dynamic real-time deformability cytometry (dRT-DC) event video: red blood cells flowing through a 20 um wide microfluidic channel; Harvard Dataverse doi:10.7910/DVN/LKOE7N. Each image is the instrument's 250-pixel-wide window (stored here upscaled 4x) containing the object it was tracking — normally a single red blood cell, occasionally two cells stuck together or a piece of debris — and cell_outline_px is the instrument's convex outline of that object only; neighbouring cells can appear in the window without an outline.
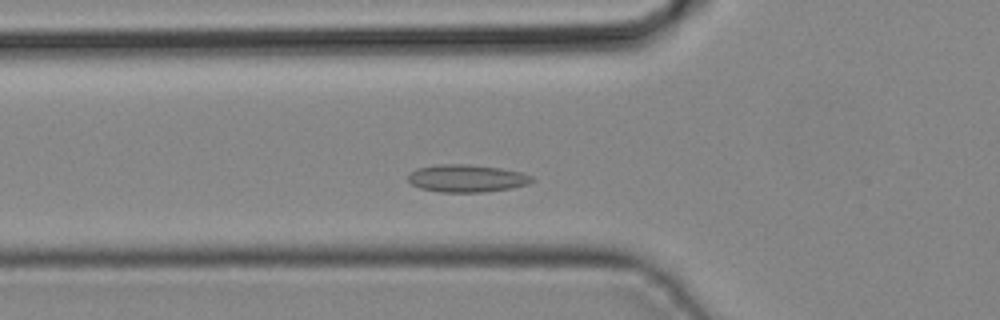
{"species": "common noctule bat (a hibernating species)", "species_latin": "Nyctalus noctula", "temperature_condition": "cold", "stored_images_in_passage": 31, "camera_frame_rate_fps": 3000, "um_per_image_px": 0.085, "animal": {"sex": "male", "body_mass_g": 19.2, "forearm_length_mm": 51.8}, "frame": {"image": 1, "passage_image": 3, "time_ms": 0.667, "image_size_px": [1000, 320], "cell_outline_px": [[536, 180], [528, 184], [512, 188], [484, 192], [440, 192], [420, 188], [412, 184], [408, 180], [408, 172], [416, 168], [436, 164], [468, 164], [500, 168], [520, 172], [532, 176]], "centroid_in_image_um": [39.66, 15.15], "position_along_channel_um": 86.1, "area_um2": 20.06}}
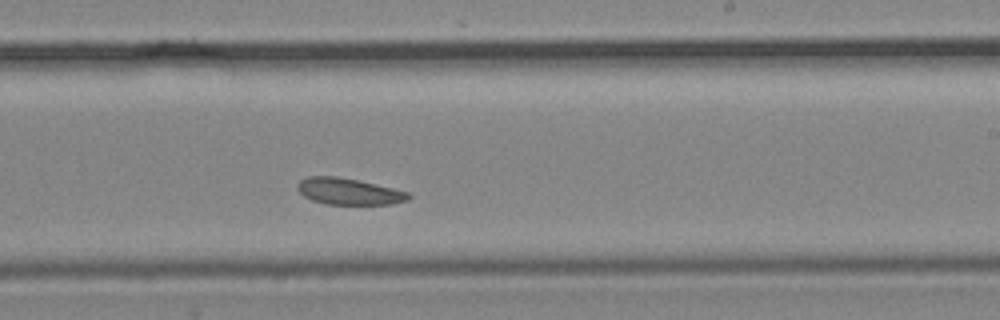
{"frame": {"image": 2, "passage_image": 14, "time_ms": 4.333, "image_size_px": [1000, 320], "cell_outline_px": [[412, 196], [408, 200], [392, 204], [324, 204], [312, 200], [304, 196], [296, 188], [296, 184], [300, 180], [308, 176], [336, 176], [356, 180], [392, 188], [408, 192]], "centroid_in_image_um": [29.61, 16.27], "position_along_channel_um": 259.4, "area_um2": 17.05}}
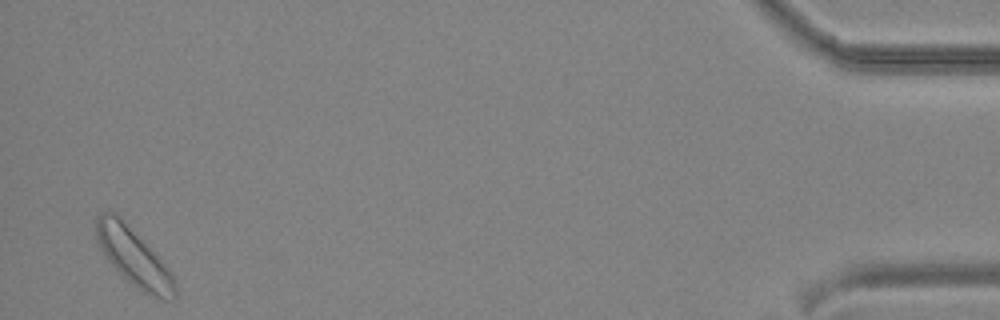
{"frame": {"image": 3, "passage_image": 30, "time_ms": 9.667, "image_size_px": [1000, 320], "cell_outline_px": [[176, 296], [172, 300], [164, 300], [144, 292], [136, 288], [108, 260], [100, 248], [96, 240], [96, 216], [100, 212], [112, 212], [168, 268], [176, 280]], "centroid_in_image_um": [11.37, 21.93], "position_along_channel_um": 423.8, "area_um2": 25.14}}